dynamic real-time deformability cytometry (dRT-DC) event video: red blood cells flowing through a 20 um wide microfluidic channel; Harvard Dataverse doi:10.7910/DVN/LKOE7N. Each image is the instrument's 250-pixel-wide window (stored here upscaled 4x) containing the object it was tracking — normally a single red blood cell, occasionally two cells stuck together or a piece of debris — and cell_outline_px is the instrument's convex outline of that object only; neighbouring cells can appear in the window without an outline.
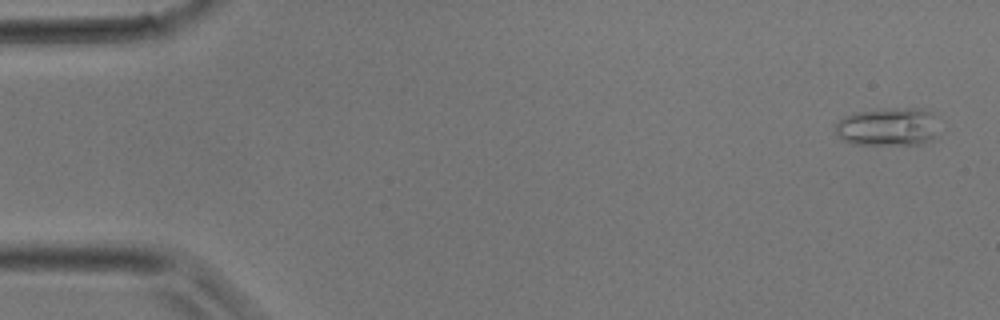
{"species": "common noctule bat (a hibernating species)", "species_latin": "Nyctalus noctula", "temperature_condition": "room temperature", "stored_images_in_passage": 37, "camera_frame_rate_fps": 3000, "um_per_image_px": 0.085, "animal": {"sex": "male", "body_mass_g": 17.9}, "frame": {"image": 1, "passage_image": 2, "time_ms": 0.333, "image_size_px": [1000, 320], "cell_outline_px": [[936, 136], [932, 140], [920, 144], [852, 144], [836, 136], [836, 124], [844, 116], [856, 112], [888, 108], [924, 108], [928, 112]], "centroid_in_image_um": [75.38, 10.78], "position_along_channel_um": 9.6, "area_um2": 22.54}}
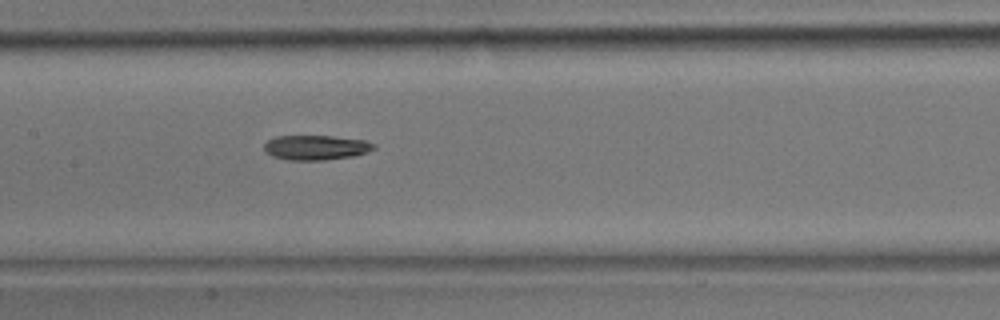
{"frame": {"image": 2, "passage_image": 18, "time_ms": 5.667, "image_size_px": [1000, 320], "cell_outline_px": [[376, 148], [368, 152], [356, 156], [324, 160], [288, 160], [272, 156], [264, 148], [264, 144], [268, 140], [276, 136], [332, 136], [364, 140], [376, 144]], "centroid_in_image_um": [26.9, 12.54], "position_along_channel_um": 180.5, "area_um2": 15.9}}
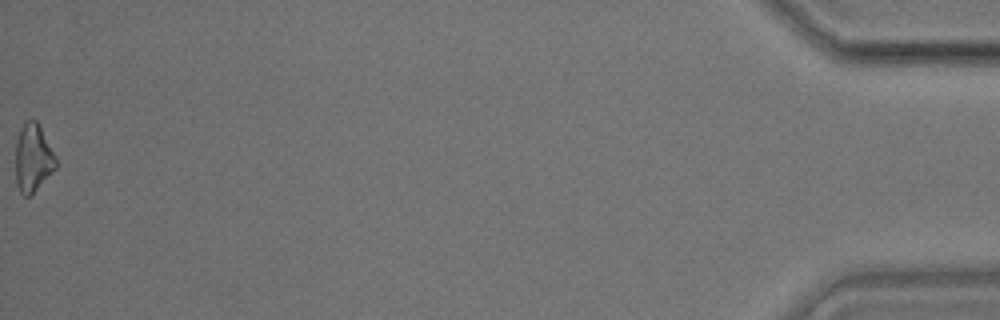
{"frame": {"image": 3, "passage_image": 37, "time_ms": 12.0, "image_size_px": [1000, 320], "cell_outline_px": [[56, 168], [28, 196], [24, 196], [20, 192], [16, 184], [16, 140], [20, 128], [28, 120], [36, 120], [56, 156]], "centroid_in_image_um": [2.79, 13.41], "position_along_channel_um": 432.4, "area_um2": 15.61}}